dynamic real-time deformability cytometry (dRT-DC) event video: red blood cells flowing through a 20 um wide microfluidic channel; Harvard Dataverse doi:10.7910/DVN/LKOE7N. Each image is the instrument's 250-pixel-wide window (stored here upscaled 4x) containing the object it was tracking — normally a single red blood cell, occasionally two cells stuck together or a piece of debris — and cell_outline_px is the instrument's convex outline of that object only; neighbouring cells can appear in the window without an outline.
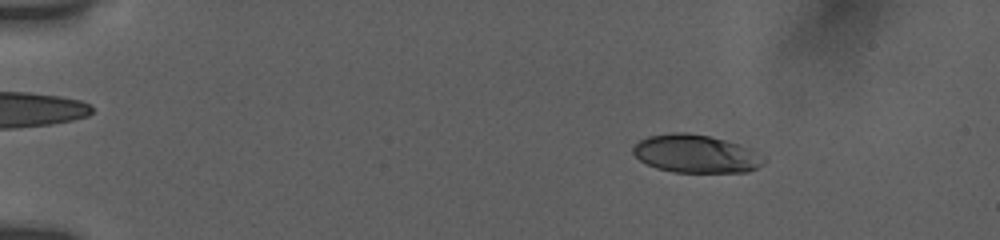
{"species": "human", "species_latin": "Homo sapiens", "temperature_condition": "room temperature", "stored_images_in_passage": 59, "camera_frame_rate_fps": 3000, "um_per_image_px": 0.085, "donor": {"sex": "female"}, "frame": {"image": 1, "passage_image": 1, "time_ms": 0.0, "image_size_px": [1000, 240], "cell_outline_px": [[768, 160], [764, 164], [748, 172], [672, 172], [656, 168], [640, 160], [632, 152], [632, 148], [640, 140], [648, 136], [676, 132], [688, 132], [708, 136], [740, 144], [752, 148], [764, 156]], "centroid_in_image_um": [59.2, 13.08], "position_along_channel_um": 25.8, "area_um2": 29.19}}
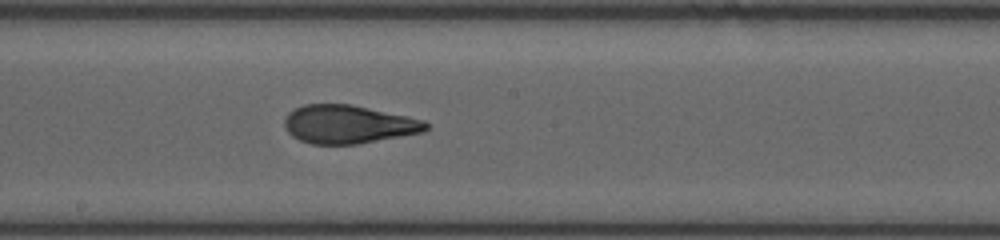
{"frame": {"image": 2, "passage_image": 30, "time_ms": 7.667, "image_size_px": [1000, 240], "cell_outline_px": [[428, 128], [424, 132], [356, 144], [312, 144], [300, 140], [292, 136], [284, 128], [284, 120], [288, 112], [304, 104], [348, 104], [368, 108], [424, 120], [428, 124]], "centroid_in_image_um": [29.57, 10.57], "position_along_channel_um": 218.6, "area_um2": 31.39}}
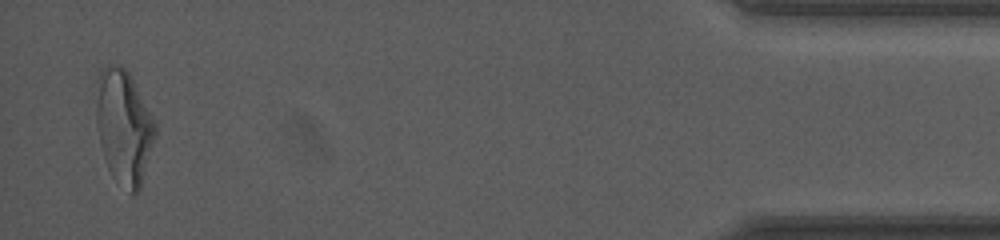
{"frame": {"image": 3, "passage_image": 58, "time_ms": 15.0, "image_size_px": [1000, 240], "cell_outline_px": [[156, 136], [140, 188], [136, 192], [132, 192], [112, 176], [108, 168], [100, 144], [96, 116], [96, 100], [100, 72], [108, 64], [116, 64], [124, 68], [128, 72], [156, 124]], "centroid_in_image_um": [10.53, 10.78], "position_along_channel_um": 424.7, "area_um2": 38.32}, "authors_computed_cell_mechanics": {"area_um2": 31.501, "velocity_mm_per_s": 3.7942, "shape_relaxation_time_tau1_ms": 8.6689, "shape_relaxation_time_tau2_ms": 1.6337, "deformation_change_tau1": 0.2719, "deformation_change_tau2": 0.0819}}